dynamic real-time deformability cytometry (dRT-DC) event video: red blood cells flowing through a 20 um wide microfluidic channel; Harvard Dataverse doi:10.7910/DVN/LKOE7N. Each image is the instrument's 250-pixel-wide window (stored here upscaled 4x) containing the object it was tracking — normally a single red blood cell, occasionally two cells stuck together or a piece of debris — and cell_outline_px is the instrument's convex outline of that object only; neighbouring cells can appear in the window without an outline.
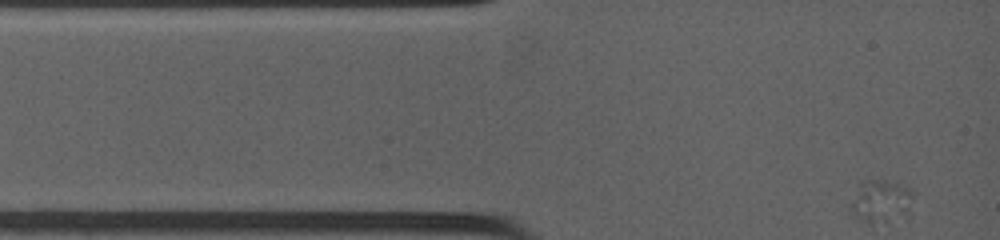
{"species": "common noctule bat (a hibernating species)", "species_latin": "Nyctalus noctula", "temperature_condition": "warm", "stored_images_in_passage": 23, "camera_frame_rate_fps": 4500, "um_per_image_px": 0.085, "animal": {"sex": "female", "body_mass_g": 19.0, "forearm_length_mm": 53.3}, "frame": {"image": 1, "passage_image": 1, "time_ms": 0.0, "image_size_px": [1000, 240], "cell_outline_px": [[912, 192], [908, 212], [904, 216], [888, 224], [868, 224], [852, 216], [848, 208], [848, 204], [860, 180], [896, 180], [912, 188]], "centroid_in_image_um": [74.81, 17.11], "position_along_channel_um": 10.2, "area_um2": 16.65}}
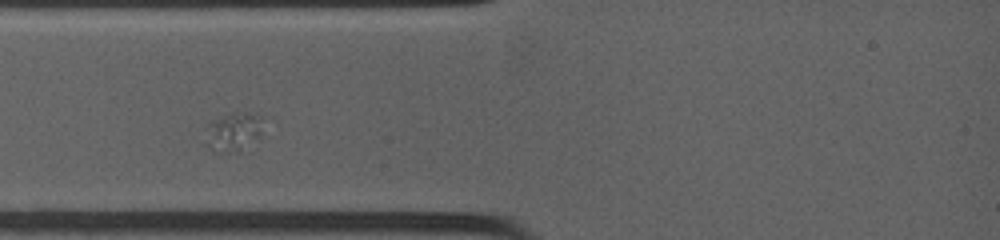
{"frame": {"image": 2, "passage_image": 10, "time_ms": 2.444, "image_size_px": [1000, 240], "cell_outline_px": [[260, 132], [240, 152], [216, 152], [204, 144], [204, 128], [208, 120], [232, 112], [248, 112], [256, 116]], "centroid_in_image_um": [19.63, 11.21], "position_along_channel_um": 65.4, "area_um2": 12.89}}